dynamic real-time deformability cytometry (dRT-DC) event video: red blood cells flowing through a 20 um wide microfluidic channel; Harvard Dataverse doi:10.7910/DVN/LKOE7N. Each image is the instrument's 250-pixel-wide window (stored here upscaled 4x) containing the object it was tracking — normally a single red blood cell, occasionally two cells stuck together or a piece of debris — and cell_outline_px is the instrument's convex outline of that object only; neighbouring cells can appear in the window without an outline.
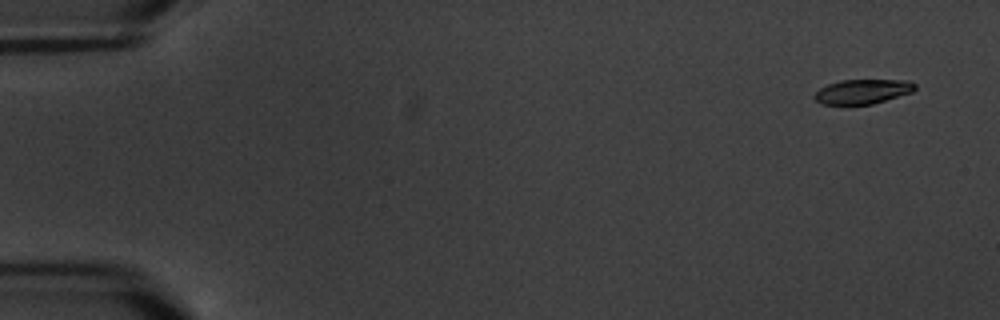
{"species": "common noctule bat (a hibernating species)", "species_latin": "Nyctalus noctula", "temperature_condition": "warm", "stored_images_in_passage": 11, "camera_frame_rate_fps": 3000, "um_per_image_px": 0.085, "animal": {"sex": "male", "body_mass_g": 20.1, "forearm_length_mm": 53.5}, "frame": {"image": 1, "passage_image": 1, "time_ms": 0.0, "image_size_px": [1000, 320], "cell_outline_px": [[916, 88], [912, 92], [872, 104], [820, 104], [812, 96], [820, 88], [828, 84], [840, 80], [908, 80], [916, 84]], "centroid_in_image_um": [73.31, 7.77], "position_along_channel_um": 11.7, "area_um2": 14.33}}
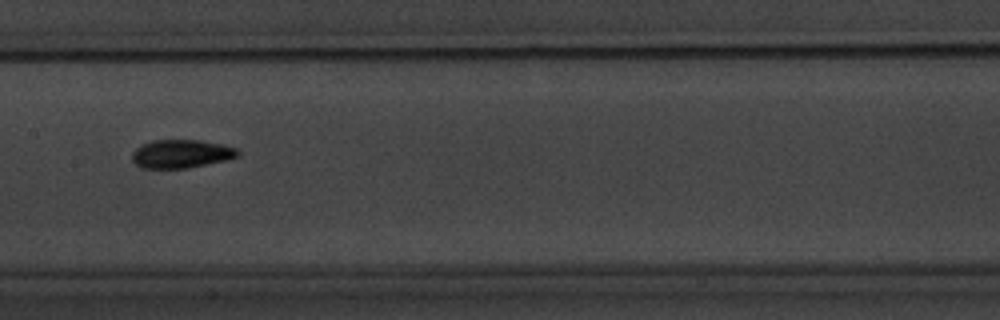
{"frame": {"image": 2, "passage_image": 9, "time_ms": 9.333, "image_size_px": [1000, 320], "cell_outline_px": [[240, 156], [224, 160], [188, 168], [140, 168], [132, 160], [132, 152], [136, 148], [152, 140], [200, 140], [220, 144], [236, 148], [240, 152]], "centroid_in_image_um": [15.39, 13.07], "position_along_channel_um": 192.0, "area_um2": 17.4}}
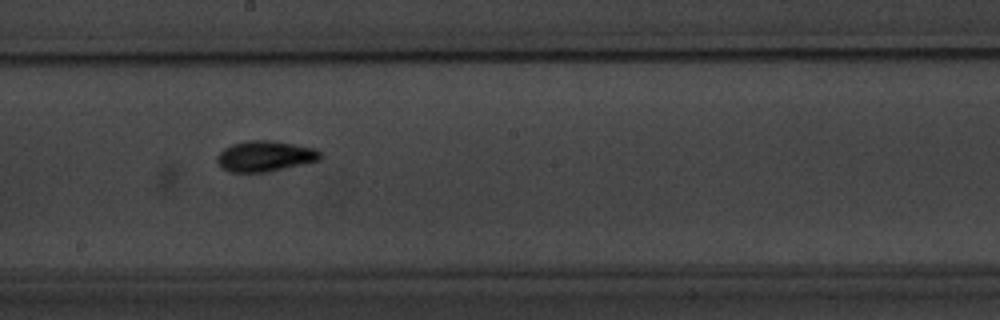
{"frame": {"image": 3, "passage_image": 10, "time_ms": 10.333, "image_size_px": [1000, 320], "cell_outline_px": [[320, 160], [268, 172], [228, 172], [216, 160], [216, 156], [224, 148], [232, 144], [248, 140], [272, 140], [316, 148], [320, 152]], "centroid_in_image_um": [22.52, 13.27], "position_along_channel_um": 225.7, "area_um2": 18.44}}